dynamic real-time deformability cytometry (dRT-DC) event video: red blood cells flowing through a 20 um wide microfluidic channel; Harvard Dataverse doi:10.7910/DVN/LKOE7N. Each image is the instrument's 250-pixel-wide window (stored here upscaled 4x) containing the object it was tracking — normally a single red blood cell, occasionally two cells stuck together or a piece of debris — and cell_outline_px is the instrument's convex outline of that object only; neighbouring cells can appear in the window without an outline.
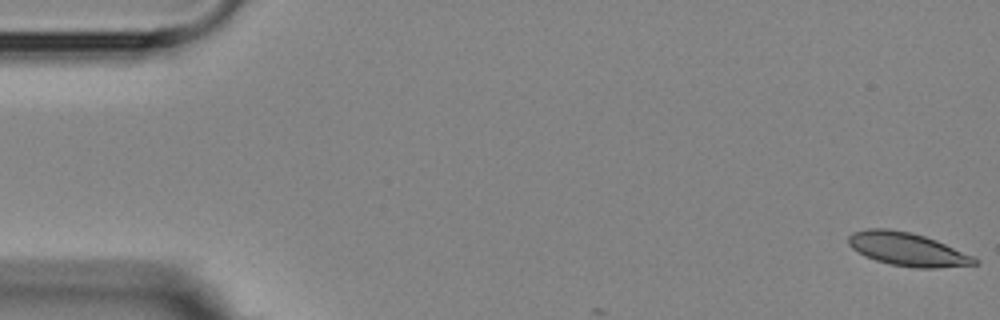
{"species": "Egyptian fruit bat (a non-hibernating species)", "species_latin": "Rousettus aegyptiacus", "temperature_condition": "room temperature", "stored_images_in_passage": 3, "camera_frame_rate_fps": 3000, "um_per_image_px": 0.085, "animal": {"sex": "female"}, "frame": {"image": 1, "passage_image": 1, "time_ms": 0.0, "image_size_px": [1000, 320], "cell_outline_px": [[980, 264], [936, 268], [916, 268], [892, 264], [876, 260], [864, 256], [852, 248], [848, 244], [848, 236], [852, 232], [868, 228], [888, 228], [912, 232], [936, 240], [972, 256], [980, 260]], "centroid_in_image_um": [77.11, 21.18], "position_along_channel_um": 7.9, "area_um2": 24.51}}